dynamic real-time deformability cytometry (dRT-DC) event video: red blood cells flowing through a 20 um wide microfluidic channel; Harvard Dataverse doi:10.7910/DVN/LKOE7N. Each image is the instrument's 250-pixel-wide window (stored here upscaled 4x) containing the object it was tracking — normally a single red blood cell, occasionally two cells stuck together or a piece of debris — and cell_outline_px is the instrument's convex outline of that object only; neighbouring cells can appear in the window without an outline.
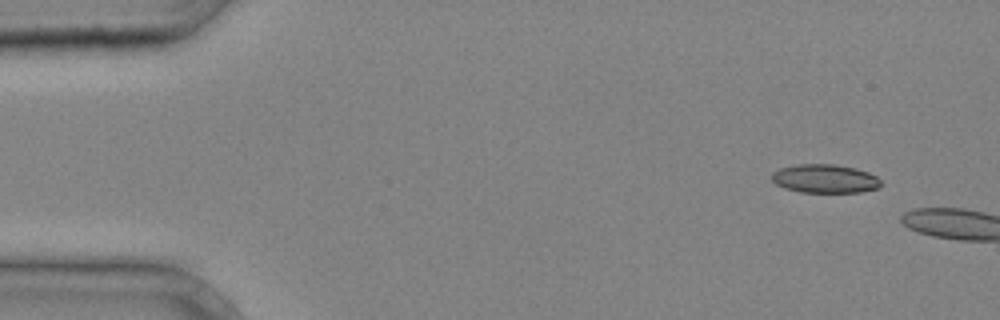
{"species": "common noctule bat (a hibernating species)", "species_latin": "Nyctalus noctula", "temperature_condition": "cold", "stored_images_in_passage": 7, "camera_frame_rate_fps": 3000, "um_per_image_px": 0.085, "animal": {"sex": "male", "body_mass_g": 20.4}, "frame": {"image": 1, "passage_image": 1, "time_ms": 0.0, "image_size_px": [1000, 320], "cell_outline_px": [[880, 188], [860, 192], [800, 192], [784, 188], [776, 184], [772, 180], [772, 172], [780, 168], [796, 164], [836, 164], [856, 168], [868, 172], [876, 176], [880, 180]], "centroid_in_image_um": [70.11, 15.18], "position_along_channel_um": 14.9, "area_um2": 18.32}}